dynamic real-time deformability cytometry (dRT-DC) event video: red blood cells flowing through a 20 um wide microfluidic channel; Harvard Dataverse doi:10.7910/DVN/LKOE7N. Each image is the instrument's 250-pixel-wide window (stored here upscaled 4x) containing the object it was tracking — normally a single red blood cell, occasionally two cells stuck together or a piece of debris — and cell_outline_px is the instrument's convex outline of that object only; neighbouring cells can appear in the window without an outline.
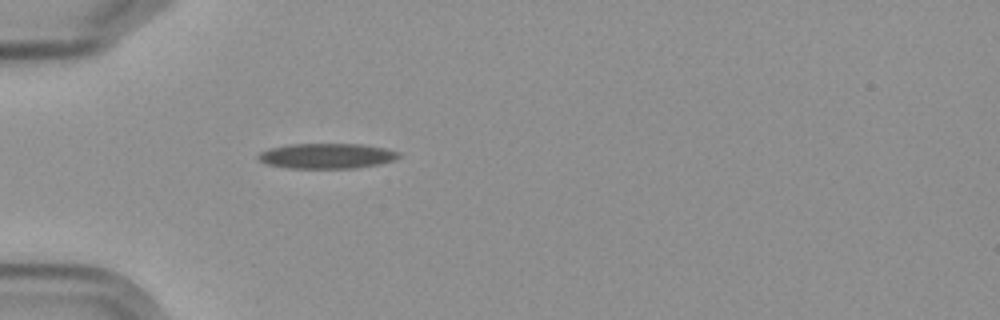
{"species": "Egyptian fruit bat (a non-hibernating species)", "species_latin": "Rousettus aegyptiacus", "temperature_condition": "cold", "stored_images_in_passage": 1, "camera_frame_rate_fps": 3000, "um_per_image_px": 0.085, "frame": {"image": 1, "passage_image": 1, "time_ms": 0.0, "image_size_px": [1000, 320], "cell_outline_px": [[400, 156], [392, 160], [380, 164], [356, 168], [284, 168], [268, 164], [260, 160], [256, 156], [260, 152], [268, 148], [292, 144], [360, 144], [384, 148], [400, 152]], "centroid_in_image_um": [27.75, 13.25], "position_along_channel_um": 57.2, "area_um2": 20.63}}